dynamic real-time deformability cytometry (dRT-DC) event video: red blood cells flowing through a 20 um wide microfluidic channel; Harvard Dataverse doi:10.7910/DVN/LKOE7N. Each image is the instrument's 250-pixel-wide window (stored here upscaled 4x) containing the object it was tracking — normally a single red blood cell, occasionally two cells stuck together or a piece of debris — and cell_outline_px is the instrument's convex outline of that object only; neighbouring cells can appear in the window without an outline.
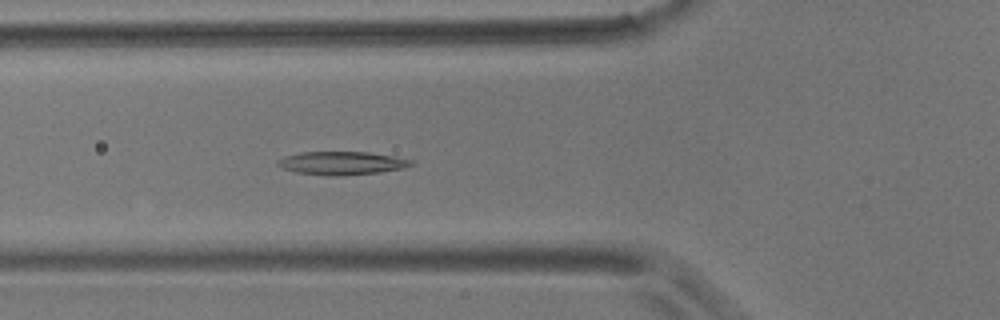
{"species": "common noctule bat (a hibernating species)", "species_latin": "Nyctalus noctula", "temperature_condition": "room temperature", "stored_images_in_passage": 6, "camera_frame_rate_fps": 3000, "um_per_image_px": 0.085, "animal": {"sex": "male", "body_mass_g": 17.9}, "frame": {"image": 1, "passage_image": 6, "time_ms": 6.0, "image_size_px": [1000, 320], "cell_outline_px": [[416, 164], [404, 168], [380, 172], [336, 176], [328, 176], [296, 172], [284, 168], [276, 164], [276, 160], [284, 156], [300, 152], [368, 152], [392, 156], [412, 160]], "centroid_in_image_um": [29.05, 13.86], "position_along_channel_um": 96.8, "area_um2": 18.09}}